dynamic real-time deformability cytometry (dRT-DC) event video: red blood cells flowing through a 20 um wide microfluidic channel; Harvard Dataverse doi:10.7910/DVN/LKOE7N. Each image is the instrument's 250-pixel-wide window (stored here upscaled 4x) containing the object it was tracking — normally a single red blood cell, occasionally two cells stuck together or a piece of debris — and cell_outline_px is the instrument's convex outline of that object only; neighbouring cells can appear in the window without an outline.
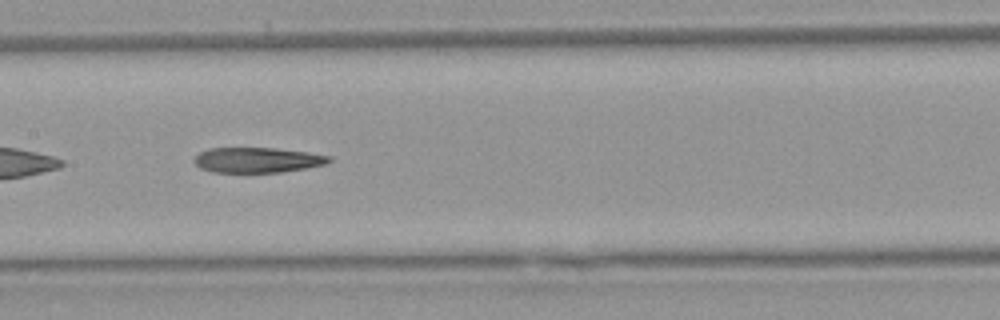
{"species": "Egyptian fruit bat (a non-hibernating species)", "species_latin": "Rousettus aegyptiacus", "temperature_condition": "warm", "stored_images_in_passage": 36, "camera_frame_rate_fps": 3000, "um_per_image_px": 0.085, "animal": {"sex": "female"}, "frame": {"image": 1, "passage_image": 11, "time_ms": 3.333, "image_size_px": [1000, 320], "cell_outline_px": [[332, 160], [324, 164], [304, 168], [280, 172], [212, 172], [200, 168], [192, 160], [200, 152], [208, 148], [276, 148], [308, 152], [332, 156]], "centroid_in_image_um": [21.86, 13.59], "position_along_channel_um": 185.5, "area_um2": 19.77}}
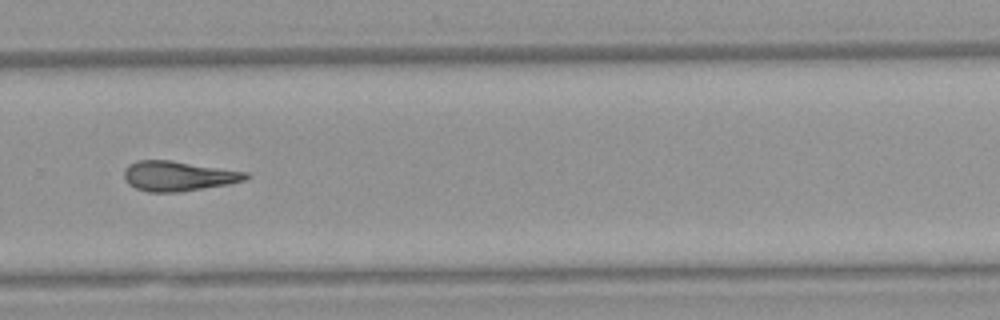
{"frame": {"image": 2, "passage_image": 21, "time_ms": 6.667, "image_size_px": [1000, 320], "cell_outline_px": [[252, 176], [244, 180], [228, 184], [180, 192], [148, 192], [136, 188], [128, 184], [124, 180], [124, 168], [128, 164], [136, 160], [168, 160], [248, 172]], "centroid_in_image_um": [15.12, 14.96], "position_along_channel_um": 314.7, "area_um2": 21.27}}